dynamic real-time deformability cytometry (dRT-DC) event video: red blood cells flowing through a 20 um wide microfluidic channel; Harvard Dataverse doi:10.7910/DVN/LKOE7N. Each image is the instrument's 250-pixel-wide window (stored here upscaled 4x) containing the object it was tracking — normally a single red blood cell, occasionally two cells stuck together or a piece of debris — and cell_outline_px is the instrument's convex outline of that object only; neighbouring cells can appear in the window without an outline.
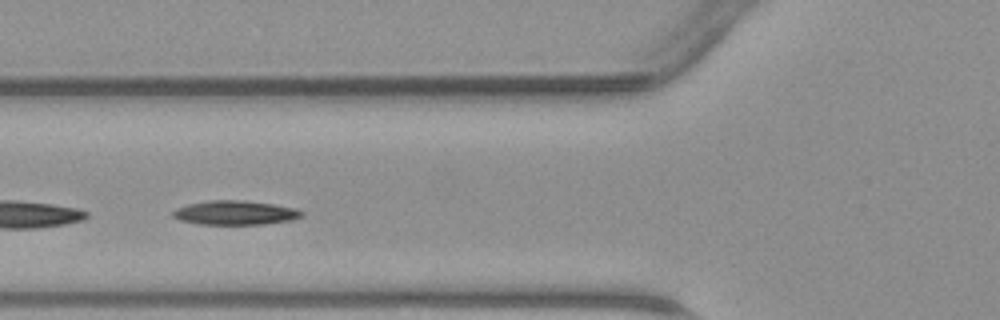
{"species": "common noctule bat (a hibernating species)", "species_latin": "Nyctalus noctula", "temperature_condition": "warm", "stored_images_in_passage": 21, "camera_frame_rate_fps": 3000, "um_per_image_px": 0.085, "animal": {"sex": "male", "body_mass_g": 23.1, "forearm_length_mm": 52.7}, "frame": {"image": 1, "passage_image": 4, "time_ms": 1.0, "image_size_px": [1000, 320], "cell_outline_px": [[304, 212], [300, 216], [288, 220], [264, 224], [196, 224], [180, 220], [172, 216], [172, 212], [176, 208], [188, 204], [212, 200], [240, 200], [272, 204], [296, 208]], "centroid_in_image_um": [19.93, 18.08], "position_along_channel_um": 105.9, "area_um2": 17.92}}
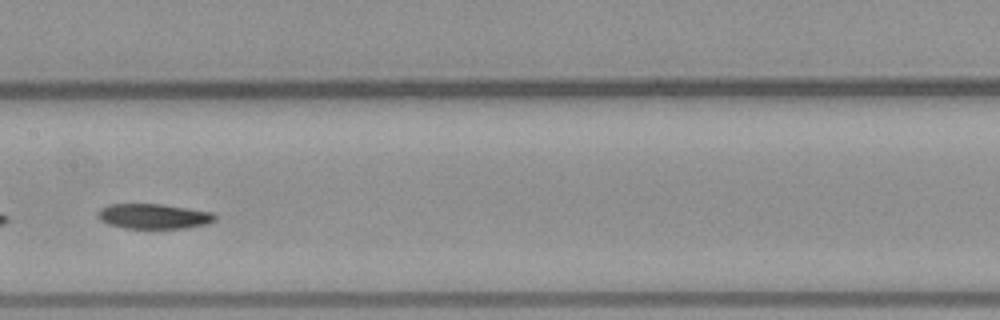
{"frame": {"image": 2, "passage_image": 10, "time_ms": 3.0, "image_size_px": [1000, 320], "cell_outline_px": [[216, 220], [208, 224], [184, 228], [124, 228], [108, 224], [100, 220], [96, 216], [100, 208], [108, 204], [160, 204], [188, 208], [212, 212], [216, 216]], "centroid_in_image_um": [13.04, 18.38], "position_along_channel_um": 194.4, "area_um2": 17.17}}
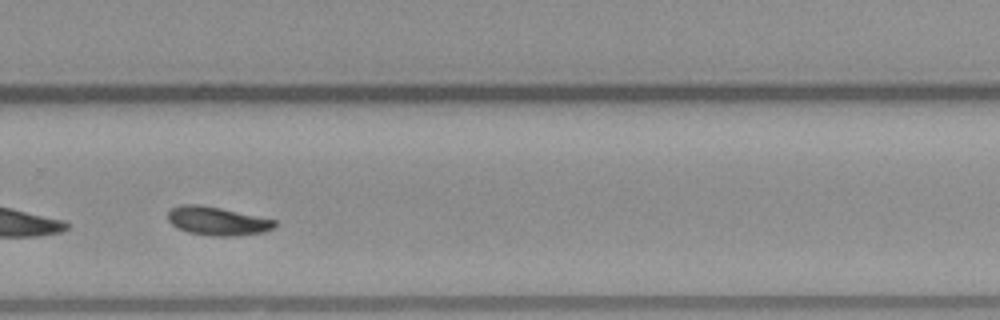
{"frame": {"image": 3, "passage_image": 18, "time_ms": 5.667, "image_size_px": [1000, 320], "cell_outline_px": [[276, 228], [264, 232], [232, 236], [212, 236], [188, 232], [172, 224], [168, 220], [168, 212], [172, 208], [180, 204], [200, 204], [220, 208], [276, 220]], "centroid_in_image_um": [18.48, 18.78], "position_along_channel_um": 311.3, "area_um2": 17.69}}